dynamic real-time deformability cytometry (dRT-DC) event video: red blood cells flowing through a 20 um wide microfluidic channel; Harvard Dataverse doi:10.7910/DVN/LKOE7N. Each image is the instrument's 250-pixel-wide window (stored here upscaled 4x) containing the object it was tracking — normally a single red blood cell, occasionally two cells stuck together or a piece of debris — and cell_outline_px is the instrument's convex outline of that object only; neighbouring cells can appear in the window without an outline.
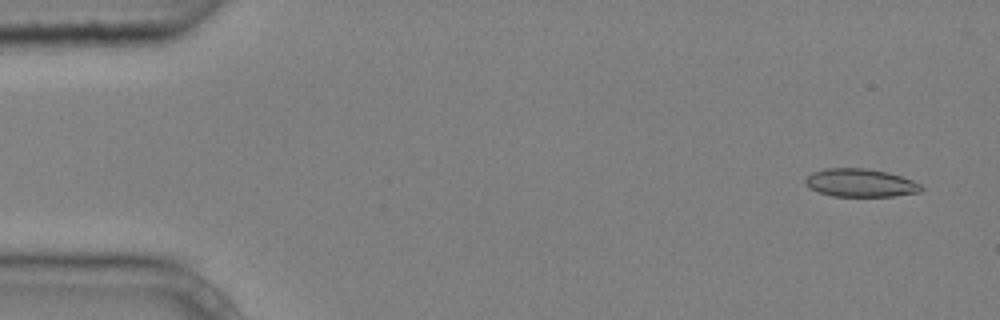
{"species": "common noctule bat (a hibernating species)", "species_latin": "Nyctalus noctula", "temperature_condition": "cold", "stored_images_in_passage": 4, "camera_frame_rate_fps": 3000, "um_per_image_px": 0.085, "animal": {"sex": "male", "body_mass_g": 20.4}, "frame": {"image": 1, "passage_image": 1, "time_ms": 0.0, "image_size_px": [1000, 320], "cell_outline_px": [[924, 188], [920, 192], [892, 196], [832, 196], [808, 188], [804, 184], [804, 180], [812, 172], [824, 168], [868, 168], [888, 172], [912, 180], [920, 184]], "centroid_in_image_um": [73.11, 15.53], "position_along_channel_um": 11.9, "area_um2": 19.07}}